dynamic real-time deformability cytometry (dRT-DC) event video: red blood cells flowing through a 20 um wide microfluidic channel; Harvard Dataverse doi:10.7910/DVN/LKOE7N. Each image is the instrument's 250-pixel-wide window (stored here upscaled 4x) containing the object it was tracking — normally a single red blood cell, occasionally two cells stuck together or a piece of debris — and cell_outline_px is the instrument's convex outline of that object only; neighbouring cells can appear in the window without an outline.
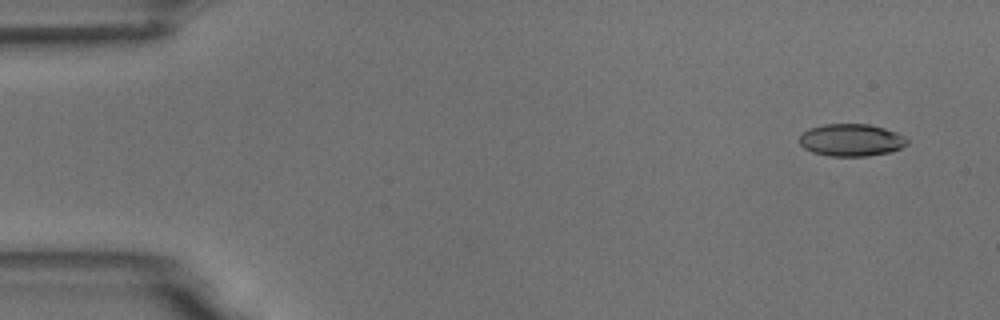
{"species": "common noctule bat (a hibernating species)", "species_latin": "Nyctalus noctula", "temperature_condition": "room temperature", "stored_images_in_passage": 11, "camera_frame_rate_fps": 3000, "um_per_image_px": 0.085, "animal": {"sex": "male", "body_mass_g": 18.8}, "frame": {"image": 1, "passage_image": 2, "time_ms": 1.0, "image_size_px": [1000, 320], "cell_outline_px": [[908, 144], [900, 148], [888, 152], [868, 156], [828, 156], [812, 152], [804, 148], [800, 144], [800, 136], [808, 128], [824, 124], [868, 124], [884, 128], [896, 132], [904, 136], [908, 140]], "centroid_in_image_um": [72.35, 11.9], "position_along_channel_um": 12.7, "area_um2": 20.29}}
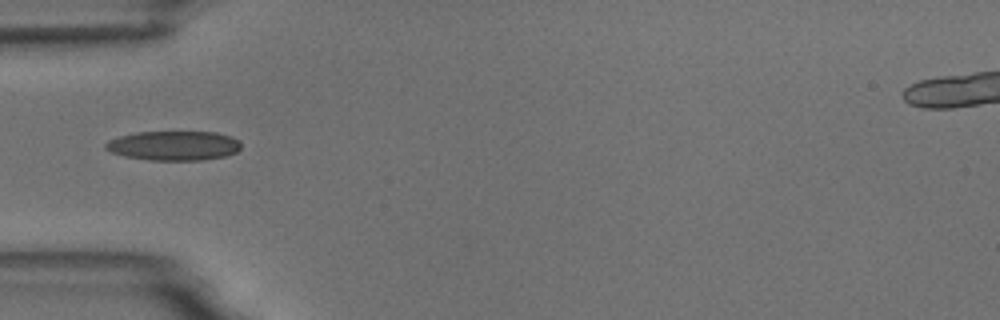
{"frame": {"image": 2, "passage_image": 5, "time_ms": 5.667, "image_size_px": [1000, 320], "cell_outline_px": [[240, 148], [236, 152], [228, 156], [204, 160], [148, 160], [124, 156], [112, 152], [104, 148], [104, 144], [108, 140], [120, 136], [136, 132], [216, 132], [232, 136], [240, 140]], "centroid_in_image_um": [14.79, 12.38], "position_along_channel_um": 70.2, "area_um2": 23.47}}